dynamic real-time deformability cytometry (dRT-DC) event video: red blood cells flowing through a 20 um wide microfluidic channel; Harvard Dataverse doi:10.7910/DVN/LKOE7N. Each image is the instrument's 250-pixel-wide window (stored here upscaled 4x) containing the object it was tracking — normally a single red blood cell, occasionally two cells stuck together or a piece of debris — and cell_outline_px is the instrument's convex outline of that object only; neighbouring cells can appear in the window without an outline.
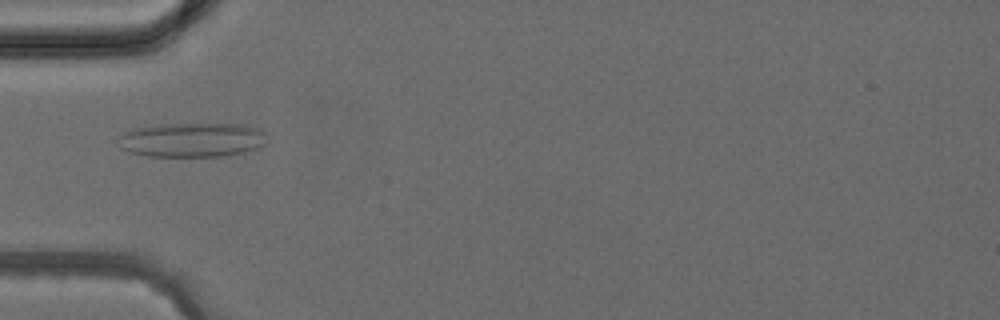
{"species": "common noctule bat (a hibernating species)", "species_latin": "Nyctalus noctula", "temperature_condition": "cold", "stored_images_in_passage": 4, "camera_frame_rate_fps": 3000, "um_per_image_px": 0.085, "animal": {"sex": "female", "body_mass_g": 24.6, "forearm_length_mm": 56.2}, "frame": {"image": 1, "passage_image": 4, "time_ms": 4.333, "image_size_px": [1000, 320], "cell_outline_px": [[268, 132], [264, 144], [260, 148], [244, 152], [224, 156], [148, 156], [128, 152], [120, 148], [116, 144], [116, 140], [124, 132], [136, 128], [160, 124], [240, 124], [260, 128]], "centroid_in_image_um": [16.33, 11.89], "position_along_channel_um": 68.7, "area_um2": 30.23}}